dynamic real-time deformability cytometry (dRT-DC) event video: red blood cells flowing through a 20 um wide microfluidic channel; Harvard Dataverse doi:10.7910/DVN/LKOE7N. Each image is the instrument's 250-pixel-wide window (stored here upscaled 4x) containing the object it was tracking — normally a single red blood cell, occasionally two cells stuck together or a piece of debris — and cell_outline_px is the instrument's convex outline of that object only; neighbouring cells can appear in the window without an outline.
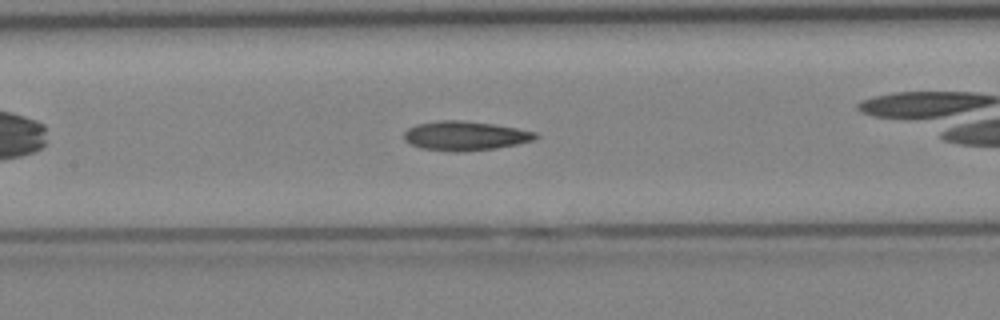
{"species": "Egyptian fruit bat (a non-hibernating species)", "species_latin": "Rousettus aegyptiacus", "temperature_condition": "cold", "stored_images_in_passage": 25, "camera_frame_rate_fps": 3000, "um_per_image_px": 0.085, "animal": {"sex": "female"}, "frame": {"image": 1, "passage_image": 8, "time_ms": 2.333, "image_size_px": [1000, 320], "cell_outline_px": [[540, 136], [532, 140], [516, 144], [496, 148], [460, 152], [456, 152], [420, 148], [404, 140], [404, 132], [408, 128], [416, 124], [436, 120], [464, 120], [492, 124], [516, 128], [536, 132]], "centroid_in_image_um": [39.51, 11.54], "position_along_channel_um": 167.9, "area_um2": 22.43}}